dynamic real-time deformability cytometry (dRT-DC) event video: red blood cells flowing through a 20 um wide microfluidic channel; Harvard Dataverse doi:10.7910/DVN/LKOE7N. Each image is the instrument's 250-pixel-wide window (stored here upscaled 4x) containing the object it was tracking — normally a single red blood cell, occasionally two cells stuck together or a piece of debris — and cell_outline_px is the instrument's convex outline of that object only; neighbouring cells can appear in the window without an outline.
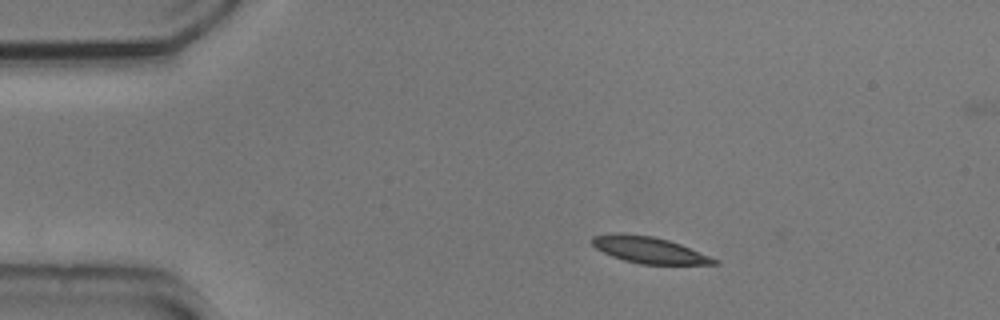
{"species": "common noctule bat (a hibernating species)", "species_latin": "Nyctalus noctula", "temperature_condition": "cold", "stored_images_in_passage": 27, "camera_frame_rate_fps": 3000, "um_per_image_px": 0.085, "animal": {"sex": "male", "body_mass_g": 20.5, "forearm_length_mm": 52.5}, "frame": {"image": 1, "passage_image": 1, "time_ms": 0.0, "image_size_px": [1000, 320], "cell_outline_px": [[720, 264], [640, 264], [624, 260], [612, 256], [596, 248], [592, 244], [592, 236], [616, 232], [620, 232], [652, 236], [668, 240], [680, 244], [720, 260]], "centroid_in_image_um": [55.17, 21.24], "position_along_channel_um": 29.8, "area_um2": 18.79}}
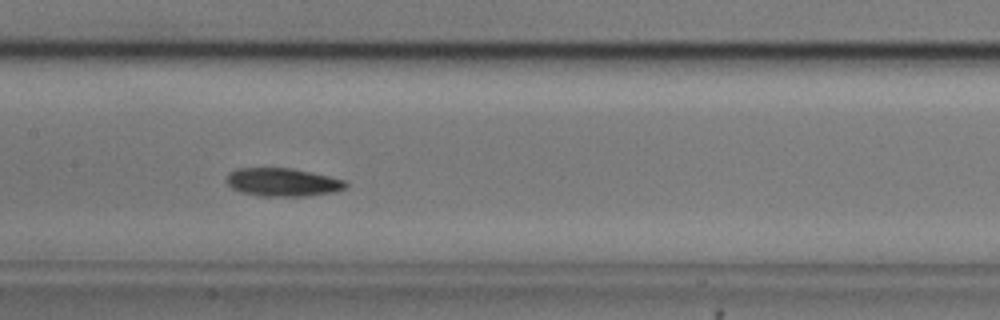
{"frame": {"image": 2, "passage_image": 18, "time_ms": 5.667, "image_size_px": [1000, 320], "cell_outline_px": [[348, 184], [344, 188], [336, 192], [304, 196], [260, 196], [240, 192], [232, 188], [224, 180], [228, 172], [236, 168], [292, 168], [328, 176], [344, 180]], "centroid_in_image_um": [23.97, 15.49], "position_along_channel_um": 183.4, "area_um2": 19.71}}
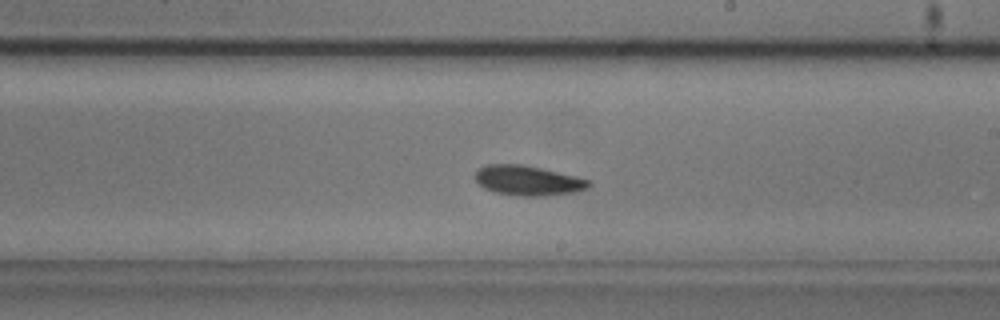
{"frame": {"image": 3, "passage_image": 23, "time_ms": 7.333, "image_size_px": [1000, 320], "cell_outline_px": [[592, 184], [588, 188], [576, 192], [544, 196], [520, 196], [496, 192], [484, 188], [476, 180], [476, 172], [480, 168], [488, 164], [520, 164], [540, 168], [576, 176], [592, 180]], "centroid_in_image_um": [44.93, 15.35], "position_along_channel_um": 244.1, "area_um2": 19.71}}